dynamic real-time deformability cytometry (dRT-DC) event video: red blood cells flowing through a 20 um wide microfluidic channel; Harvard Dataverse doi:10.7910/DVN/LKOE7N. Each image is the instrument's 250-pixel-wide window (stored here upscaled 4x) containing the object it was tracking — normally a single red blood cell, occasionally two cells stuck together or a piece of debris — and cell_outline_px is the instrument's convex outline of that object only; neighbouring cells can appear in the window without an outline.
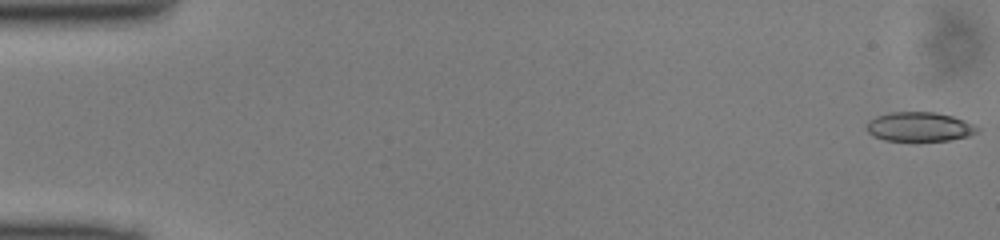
{"species": "common noctule bat (a hibernating species)", "species_latin": "Nyctalus noctula", "temperature_condition": "cold", "stored_images_in_passage": 49, "camera_frame_rate_fps": 3000, "um_per_image_px": 0.085, "animal": {"sex": "male", "body_mass_g": 13.0, "forearm_length_mm": 53.1}, "frame": {"image": 1, "passage_image": 1, "time_ms": 0.0, "image_size_px": [1000, 240], "cell_outline_px": [[980, 128], [976, 132], [968, 136], [948, 140], [916, 144], [884, 140], [872, 136], [868, 132], [868, 120], [876, 116], [888, 112], [936, 112], [952, 116], [964, 120]], "centroid_in_image_um": [78.12, 10.82], "position_along_channel_um": 6.9, "area_um2": 19.65}}
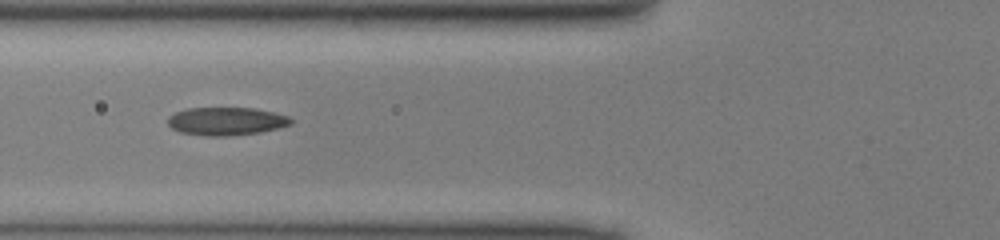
{"frame": {"image": 2, "passage_image": 19, "time_ms": 6.0, "image_size_px": [1000, 240], "cell_outline_px": [[292, 124], [260, 132], [228, 136], [204, 136], [180, 132], [172, 128], [168, 124], [168, 116], [176, 112], [188, 108], [256, 108], [288, 116], [292, 120]], "centroid_in_image_um": [19.21, 10.3], "position_along_channel_um": 106.6, "area_um2": 20.06}}
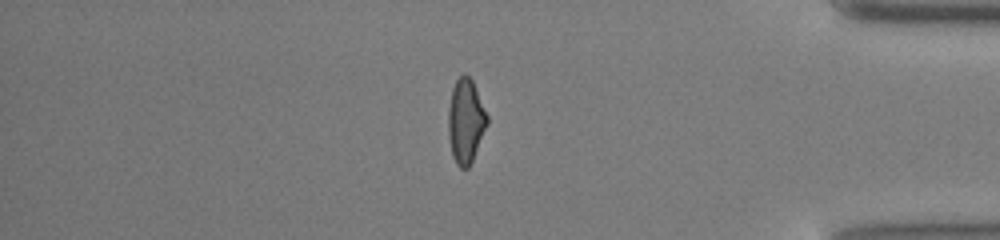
{"frame": {"image": 3, "passage_image": 42, "time_ms": 13.667, "image_size_px": [1000, 240], "cell_outline_px": [[488, 124], [472, 160], [468, 168], [460, 168], [456, 164], [452, 156], [448, 136], [448, 108], [452, 88], [456, 80], [464, 72], [472, 80], [488, 116]], "centroid_in_image_um": [39.57, 10.29], "position_along_channel_um": 395.6, "area_um2": 19.13}}